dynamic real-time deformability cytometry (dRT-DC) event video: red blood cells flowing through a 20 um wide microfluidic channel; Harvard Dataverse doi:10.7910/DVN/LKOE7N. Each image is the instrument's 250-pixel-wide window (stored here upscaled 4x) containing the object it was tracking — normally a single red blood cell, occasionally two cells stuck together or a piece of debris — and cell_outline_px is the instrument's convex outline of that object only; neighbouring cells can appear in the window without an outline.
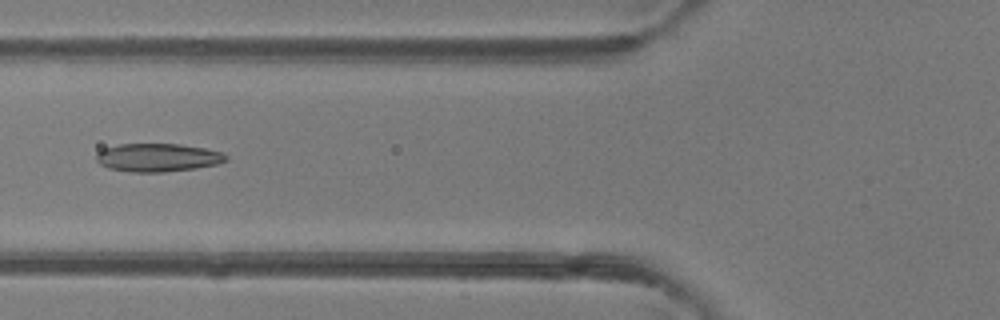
{"species": "common noctule bat (a hibernating species)", "species_latin": "Nyctalus noctula", "temperature_condition": "room temperature", "stored_images_in_passage": 2, "camera_frame_rate_fps": 3000, "um_per_image_px": 0.085, "animal": {"sex": "female"}, "frame": {"image": 1, "passage_image": 2, "time_ms": 0.333, "image_size_px": [1000, 320], "cell_outline_px": [[228, 160], [216, 164], [196, 168], [164, 172], [132, 172], [108, 168], [100, 164], [96, 160], [96, 152], [104, 148], [120, 144], [180, 144], [204, 148], [220, 152], [228, 156]], "centroid_in_image_um": [13.38, 13.39], "position_along_channel_um": 112.4, "area_um2": 21.33}}